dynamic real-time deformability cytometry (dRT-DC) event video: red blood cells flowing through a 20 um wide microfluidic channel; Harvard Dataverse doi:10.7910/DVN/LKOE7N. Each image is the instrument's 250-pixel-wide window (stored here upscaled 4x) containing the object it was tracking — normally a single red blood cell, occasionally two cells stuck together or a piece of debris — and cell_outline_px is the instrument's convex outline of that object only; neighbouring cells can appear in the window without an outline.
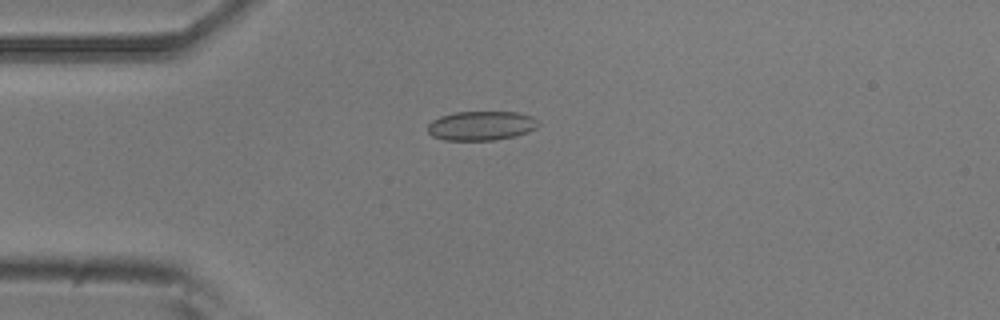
{"species": "common noctule bat (a hibernating species)", "species_latin": "Nyctalus noctula", "temperature_condition": "room temperature", "stored_images_in_passage": 6, "camera_frame_rate_fps": 3000, "um_per_image_px": 0.085, "animal": {"sex": "male", "body_mass_g": 20.5, "forearm_length_mm": 52.5}, "frame": {"image": 1, "passage_image": 6, "time_ms": 5.667, "image_size_px": [1000, 320], "cell_outline_px": [[540, 124], [536, 128], [528, 132], [516, 136], [496, 140], [444, 140], [432, 136], [428, 132], [428, 124], [432, 120], [440, 116], [456, 112], [516, 112], [532, 116], [540, 120]], "centroid_in_image_um": [40.93, 10.69], "position_along_channel_um": 44.1, "area_um2": 19.07}}